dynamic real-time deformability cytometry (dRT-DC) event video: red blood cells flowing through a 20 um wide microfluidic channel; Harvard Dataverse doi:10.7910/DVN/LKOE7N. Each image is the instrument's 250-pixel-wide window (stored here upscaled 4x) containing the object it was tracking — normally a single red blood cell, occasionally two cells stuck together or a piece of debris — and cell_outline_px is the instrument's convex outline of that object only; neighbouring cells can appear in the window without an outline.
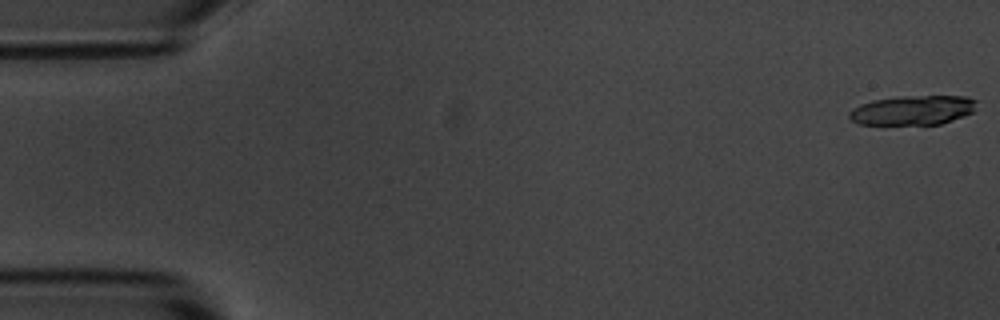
{"species": "common noctule bat (a hibernating species)", "species_latin": "Nyctalus noctula", "temperature_condition": "room temperature", "stored_images_in_passage": 7, "segment_of_instrument_passage": [1, 2], "camera_frame_rate_fps": 3000, "um_per_image_px": 0.085, "animal": {"sex": "male", "body_mass_g": 20.1, "forearm_length_mm": 53.5}, "frame": {"image": 1, "passage_image": 1, "time_ms": 0.0, "image_size_px": [1000, 320], "cell_outline_px": [[976, 100], [972, 112], [964, 116], [940, 124], [856, 124], [848, 116], [848, 112], [852, 108], [860, 104], [872, 100], [900, 96], [968, 96]], "centroid_in_image_um": [77.54, 9.36], "position_along_channel_um": 7.5, "area_um2": 21.85}}
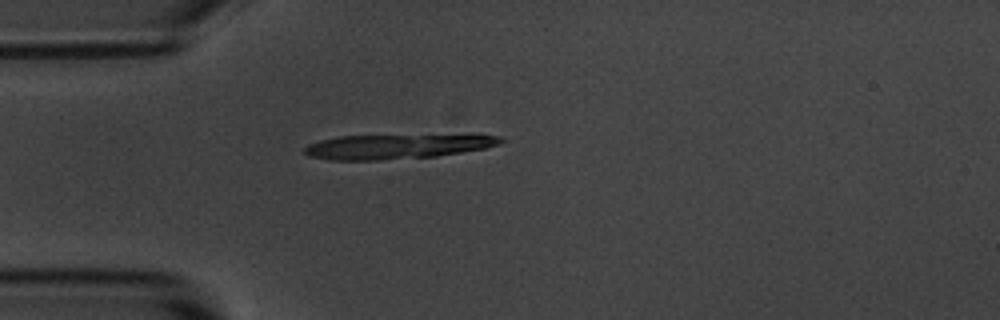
{"frame": {"image": 2, "passage_image": 5, "time_ms": 4.667, "image_size_px": [1000, 320], "cell_outline_px": [[504, 140], [500, 144], [484, 148], [436, 156], [376, 160], [328, 160], [308, 156], [304, 152], [304, 148], [308, 144], [320, 140], [340, 136], [472, 132], [476, 132], [500, 136]], "centroid_in_image_um": [33.9, 12.39], "position_along_channel_um": 51.1, "area_um2": 29.65}}